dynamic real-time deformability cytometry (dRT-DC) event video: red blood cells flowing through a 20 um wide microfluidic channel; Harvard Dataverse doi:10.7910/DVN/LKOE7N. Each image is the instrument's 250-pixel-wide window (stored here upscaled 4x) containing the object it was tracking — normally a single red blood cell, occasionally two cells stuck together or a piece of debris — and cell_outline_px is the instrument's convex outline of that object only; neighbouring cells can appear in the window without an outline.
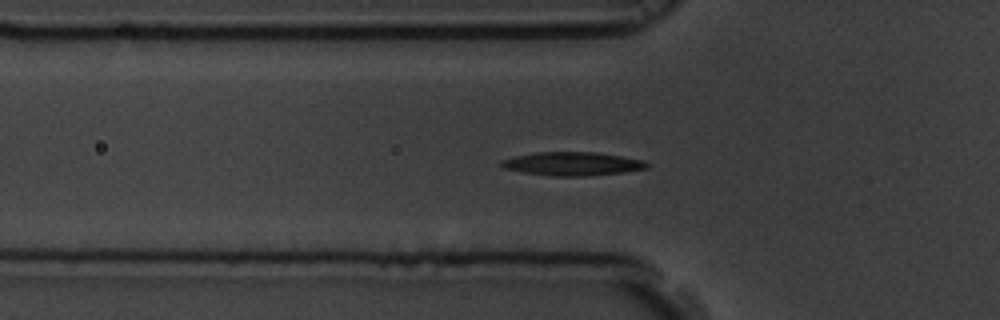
{"species": "common noctule bat (a hibernating species)", "species_latin": "Nyctalus noctula", "temperature_condition": "room temperature", "stored_images_in_passage": 45, "camera_frame_rate_fps": 3000, "um_per_image_px": 0.085, "animal": {"sex": "male", "body_mass_g": 19.5, "forearm_length_mm": 54.6}, "frame": {"image": 1, "passage_image": 5, "time_ms": 1.333, "image_size_px": [1000, 320], "cell_outline_px": [[648, 168], [624, 172], [584, 176], [552, 176], [524, 172], [504, 168], [500, 164], [500, 160], [516, 156], [536, 152], [596, 152], [644, 160], [648, 164]], "centroid_in_image_um": [48.66, 13.92], "position_along_channel_um": 77.1, "area_um2": 19.83}}
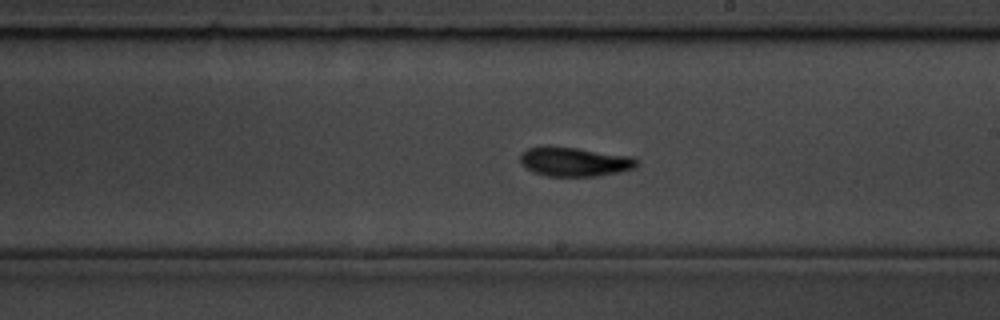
{"frame": {"image": 2, "passage_image": 19, "time_ms": 6.0, "image_size_px": [1000, 320], "cell_outline_px": [[640, 164], [636, 168], [620, 172], [596, 176], [548, 176], [532, 172], [520, 164], [520, 156], [528, 148], [576, 148], [632, 156], [640, 160]], "centroid_in_image_um": [48.92, 13.78], "position_along_channel_um": 240.1, "area_um2": 19.59}}
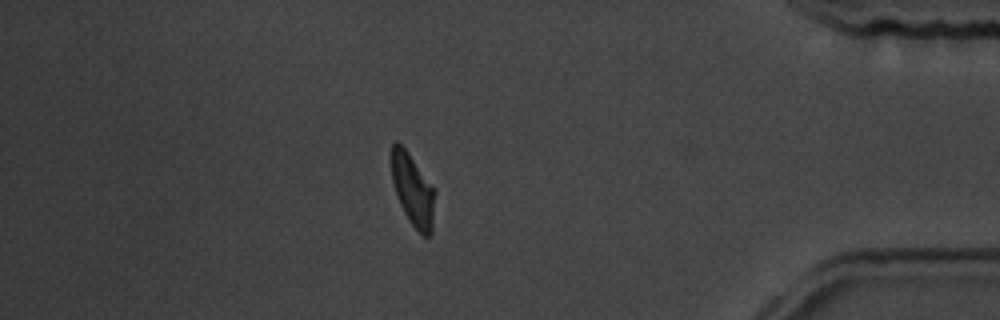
{"frame": {"image": 3, "passage_image": 36, "time_ms": 11.667, "image_size_px": [1000, 320], "cell_outline_px": [[436, 192], [432, 232], [428, 236], [420, 236], [408, 220], [400, 204], [392, 180], [392, 144], [396, 140], [408, 152], [436, 188]], "centroid_in_image_um": [35.14, 16.19], "position_along_channel_um": 400.1, "area_um2": 18.5}, "authors_computed_cell_mechanics": {"area_um2": 19.1896, "velocity_mm_per_s": 3.4992, "shape_relaxation_time_tau1_ms": 3.8017, "shape_relaxation_time_tau2_ms": 3.5894, "deformation_change_tau1": 0.1496, "deformation_change_tau2": 0.1017}}